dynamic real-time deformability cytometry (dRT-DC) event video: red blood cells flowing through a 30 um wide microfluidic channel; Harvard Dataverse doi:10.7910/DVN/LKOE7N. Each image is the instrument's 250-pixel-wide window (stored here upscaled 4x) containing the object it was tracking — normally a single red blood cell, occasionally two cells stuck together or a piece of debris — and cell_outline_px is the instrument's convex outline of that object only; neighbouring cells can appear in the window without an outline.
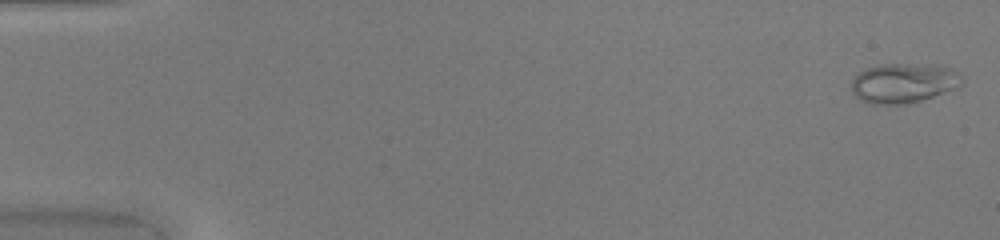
{"species": "common noctule bat (a hibernating species)", "species_latin": "Nyctalus noctula", "temperature_condition": "warm", "stored_images_in_passage": 50, "camera_frame_rate_fps": 3000, "um_per_image_px": 0.085, "animal": {"sex": "female", "body_mass_g": 20.0, "forearm_length_mm": 54.0}, "frame": {"image": 1, "passage_image": 1, "time_ms": 0.0, "image_size_px": [1000, 240], "cell_outline_px": [[964, 84], [956, 88], [908, 104], [872, 104], [860, 100], [852, 92], [852, 80], [864, 68], [880, 64], [944, 64], [960, 72], [964, 80]], "centroid_in_image_um": [76.86, 7.03], "position_along_channel_um": 8.1, "area_um2": 26.01}}
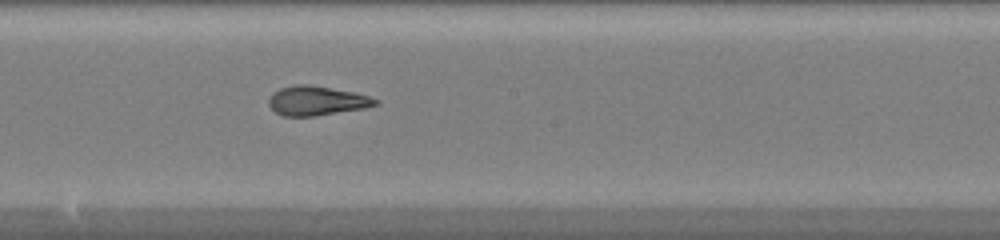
{"frame": {"image": 2, "passage_image": 28, "time_ms": 9.0, "image_size_px": [1000, 240], "cell_outline_px": [[380, 100], [376, 104], [364, 108], [316, 116], [284, 116], [276, 112], [268, 104], [268, 100], [272, 92], [280, 88], [296, 84], [308, 84], [352, 92], [368, 96]], "centroid_in_image_um": [26.88, 8.56], "position_along_channel_um": 221.3, "area_um2": 18.09}}
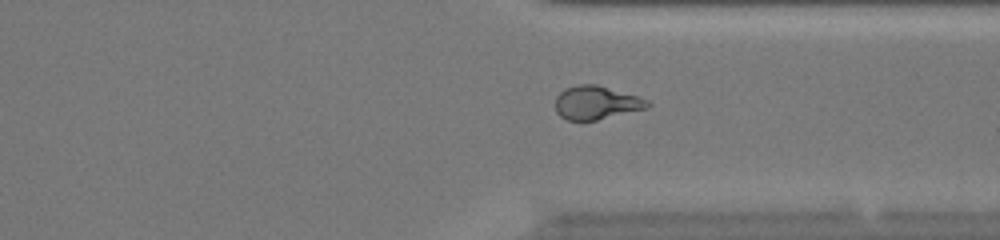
{"frame": {"image": 3, "passage_image": 38, "time_ms": 12.333, "image_size_px": [1000, 240], "cell_outline_px": [[652, 104], [648, 108], [596, 120], [568, 120], [560, 116], [556, 112], [556, 96], [564, 88], [576, 84], [596, 84], [640, 96], [648, 100]], "centroid_in_image_um": [50.7, 8.71], "position_along_channel_um": 360.7, "area_um2": 18.15}, "authors_computed_cell_mechanics": {"area_um2": 19.2474, "velocity_mm_per_s": 4.1883, "shape_relaxation_time_tau1_ms": null, "shape_relaxation_time_tau2_ms": 1.5026, "deformation_change_tau1": null, "deformation_change_tau2": 0.0968}}